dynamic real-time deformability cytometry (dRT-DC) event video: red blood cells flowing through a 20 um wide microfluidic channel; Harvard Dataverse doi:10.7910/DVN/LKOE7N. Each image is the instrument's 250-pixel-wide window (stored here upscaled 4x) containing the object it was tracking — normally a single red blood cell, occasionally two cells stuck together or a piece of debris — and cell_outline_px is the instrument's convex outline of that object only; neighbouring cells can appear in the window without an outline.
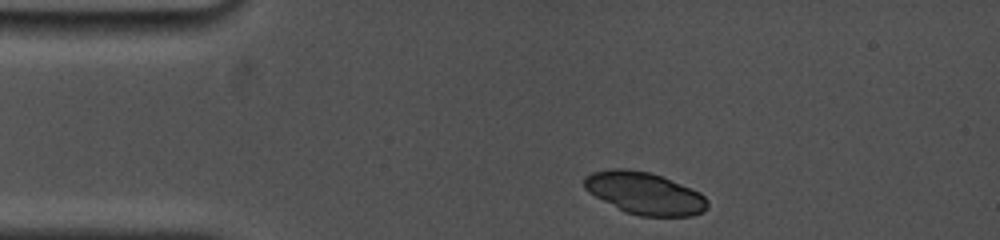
{"species": "common noctule bat (a hibernating species)", "species_latin": "Nyctalus noctula", "temperature_condition": "cold", "stored_images_in_passage": 3, "camera_frame_rate_fps": 5000, "um_per_image_px": 0.085, "animal": {"sex": "female", "body_mass_g": 19.0, "forearm_length_mm": 53.3}, "frame": {"image": 1, "passage_image": 1, "time_ms": 0.0, "image_size_px": [1000, 240], "cell_outline_px": [[708, 208], [704, 212], [692, 216], [640, 216], [624, 212], [588, 192], [584, 188], [584, 176], [592, 172], [612, 168], [624, 168], [648, 172], [660, 176], [692, 188], [700, 192], [708, 200]], "centroid_in_image_um": [54.8, 16.43], "position_along_channel_um": 30.2, "area_um2": 30.4}}